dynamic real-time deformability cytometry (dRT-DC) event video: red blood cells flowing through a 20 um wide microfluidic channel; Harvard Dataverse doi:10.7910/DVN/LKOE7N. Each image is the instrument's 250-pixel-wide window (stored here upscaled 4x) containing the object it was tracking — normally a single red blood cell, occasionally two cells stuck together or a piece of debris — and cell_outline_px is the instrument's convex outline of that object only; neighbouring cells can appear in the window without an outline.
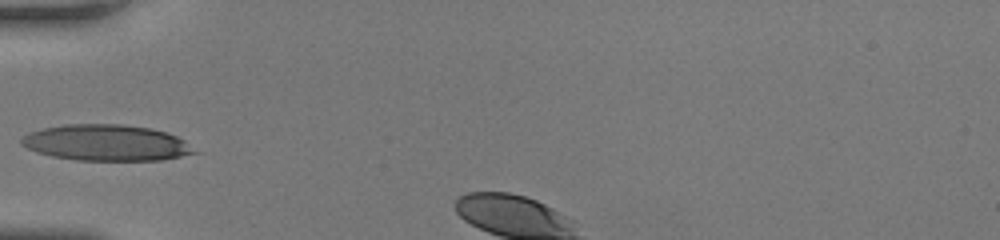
{"species": "human", "species_latin": "Homo sapiens", "temperature_condition": "room temperature", "stored_images_in_passage": 3, "camera_frame_rate_fps": 3000, "um_per_image_px": 0.085, "donor": {"sex": "female"}, "frame": {"image": 1, "passage_image": 1, "time_ms": 0.0, "image_size_px": [1000, 240], "cell_outline_px": [[184, 152], [172, 156], [140, 160], [100, 160], [64, 156], [56, 128], [140, 128], [160, 132], [172, 136], [176, 140]], "centroid_in_image_um": [9.94, 12.22], "position_along_channel_um": 75.1, "area_um2": 24.91}}